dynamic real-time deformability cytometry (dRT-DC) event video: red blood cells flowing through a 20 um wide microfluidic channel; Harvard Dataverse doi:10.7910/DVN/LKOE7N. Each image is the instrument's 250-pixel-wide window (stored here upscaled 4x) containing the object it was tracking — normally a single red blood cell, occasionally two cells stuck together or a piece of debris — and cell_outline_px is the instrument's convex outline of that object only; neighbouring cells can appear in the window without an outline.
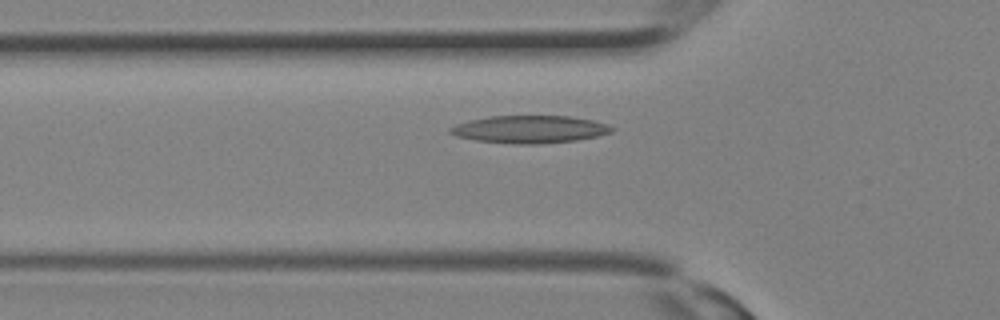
{"species": "Egyptian fruit bat (a non-hibernating species)", "species_latin": "Rousettus aegyptiacus", "temperature_condition": "room temperature", "stored_images_in_passage": 26, "camera_frame_rate_fps": 3000, "um_per_image_px": 0.085, "animal": {"sex": "female"}, "frame": {"image": 1, "passage_image": 8, "time_ms": 2.333, "image_size_px": [1000, 320], "cell_outline_px": [[616, 128], [612, 132], [600, 136], [576, 140], [536, 144], [516, 144], [476, 140], [456, 136], [448, 132], [448, 128], [456, 124], [468, 120], [492, 116], [568, 116], [592, 120], [608, 124]], "centroid_in_image_um": [45.04, 10.99], "position_along_channel_um": 80.8, "area_um2": 26.01}}
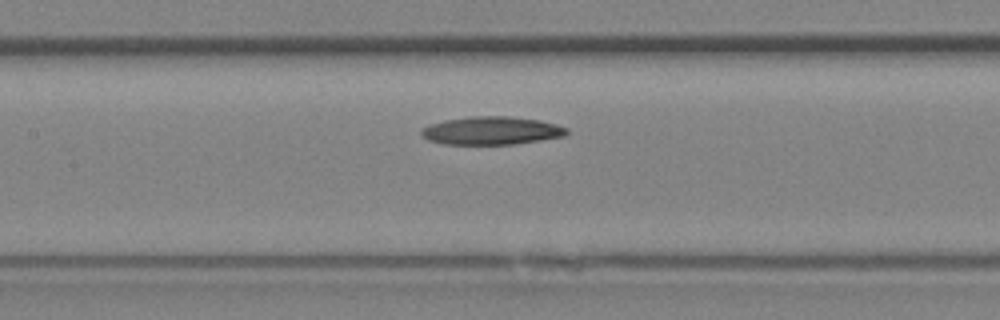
{"frame": {"image": 2, "passage_image": 12, "time_ms": 3.667, "image_size_px": [1000, 320], "cell_outline_px": [[568, 132], [564, 136], [540, 140], [512, 144], [444, 144], [428, 140], [420, 132], [420, 128], [428, 124], [444, 120], [472, 116], [508, 116], [540, 120], [556, 124], [568, 128]], "centroid_in_image_um": [41.75, 11.09], "position_along_channel_um": 165.6, "area_um2": 23.81}}
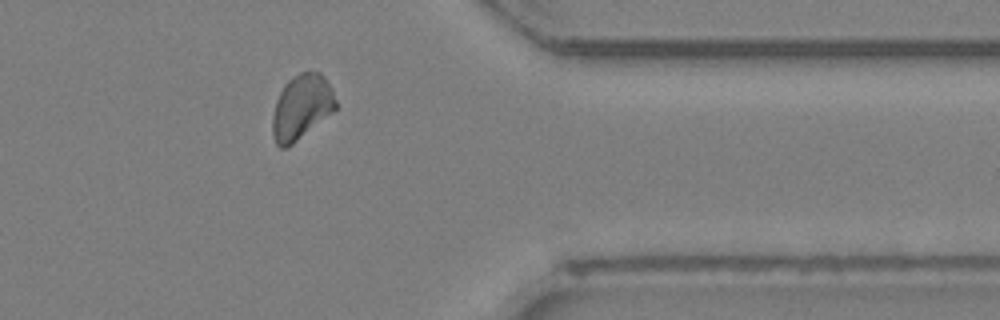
{"frame": {"image": 3, "passage_image": 23, "time_ms": 7.333, "image_size_px": [1000, 320], "cell_outline_px": [[336, 108], [332, 112], [288, 148], [280, 148], [276, 144], [272, 136], [272, 116], [276, 100], [284, 84], [288, 80], [300, 72], [320, 72], [324, 76], [332, 88], [336, 100]], "centroid_in_image_um": [25.6, 9.11], "position_along_channel_um": 385.8, "area_um2": 23.93}}